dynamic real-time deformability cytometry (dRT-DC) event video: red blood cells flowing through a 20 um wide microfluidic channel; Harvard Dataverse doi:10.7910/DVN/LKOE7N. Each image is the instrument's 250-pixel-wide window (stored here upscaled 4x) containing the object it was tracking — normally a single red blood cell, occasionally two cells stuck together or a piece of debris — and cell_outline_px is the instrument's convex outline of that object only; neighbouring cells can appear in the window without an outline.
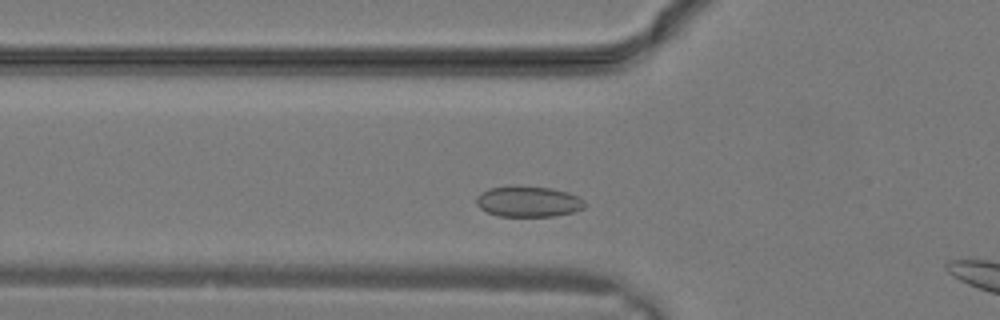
{"species": "common noctule bat (a hibernating species)", "species_latin": "Nyctalus noctula", "temperature_condition": "warm", "stored_images_in_passage": 24, "camera_frame_rate_fps": 3000, "um_per_image_px": 0.085, "animal": {"sex": "male", "body_mass_g": 19.2, "forearm_length_mm": 51.8}, "frame": {"image": 1, "passage_image": 4, "time_ms": 1.0, "image_size_px": [1000, 320], "cell_outline_px": [[584, 208], [572, 212], [556, 216], [496, 216], [480, 208], [476, 204], [476, 196], [480, 192], [488, 188], [552, 188], [568, 192], [584, 200]], "centroid_in_image_um": [44.89, 17.16], "position_along_channel_um": 80.9, "area_um2": 18.9}}
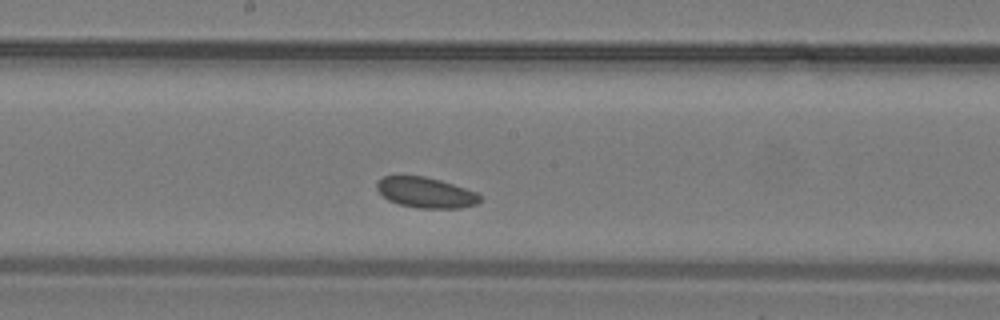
{"frame": {"image": 2, "passage_image": 10, "time_ms": 3.0, "image_size_px": [1000, 320], "cell_outline_px": [[480, 200], [476, 204], [460, 208], [416, 208], [400, 204], [388, 200], [376, 188], [376, 184], [384, 176], [424, 176], [440, 180], [476, 192], [480, 196]], "centroid_in_image_um": [36.18, 16.37], "position_along_channel_um": 212.0, "area_um2": 18.09}}
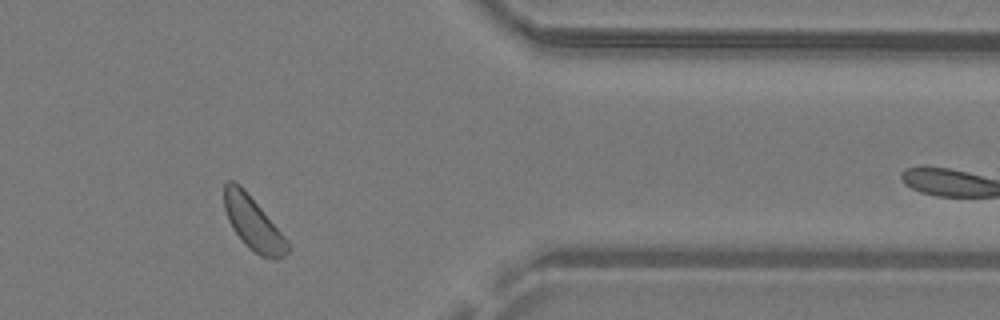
{"frame": {"image": 3, "passage_image": 19, "time_ms": 6.0, "image_size_px": [1000, 320], "cell_outline_px": [[288, 252], [280, 260], [272, 260], [260, 256], [248, 248], [244, 244], [232, 228], [228, 220], [224, 208], [224, 184], [228, 180], [232, 180], [240, 184], [244, 188], [288, 240]], "centroid_in_image_um": [21.51, 19.0], "position_along_channel_um": 389.9, "area_um2": 19.88}}